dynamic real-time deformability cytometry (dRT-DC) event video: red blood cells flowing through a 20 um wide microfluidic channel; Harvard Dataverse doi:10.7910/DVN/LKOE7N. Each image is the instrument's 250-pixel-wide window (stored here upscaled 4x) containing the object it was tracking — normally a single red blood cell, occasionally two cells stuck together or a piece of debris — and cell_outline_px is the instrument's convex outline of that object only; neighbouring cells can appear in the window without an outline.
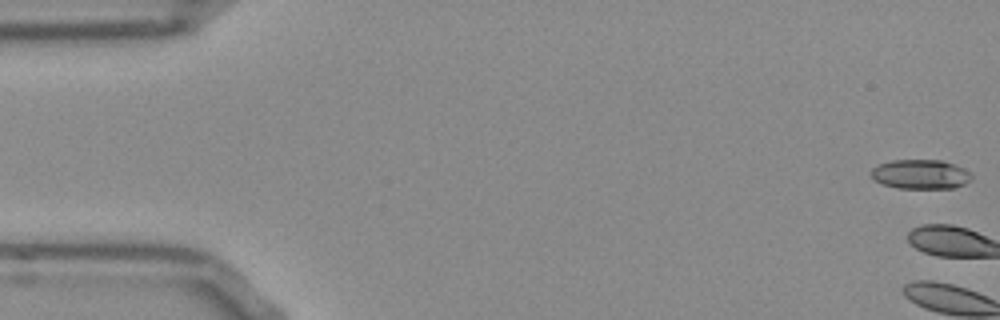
{"species": "Egyptian fruit bat (a non-hibernating species)", "species_latin": "Rousettus aegyptiacus", "temperature_condition": "room temperature", "stored_images_in_passage": 3, "camera_frame_rate_fps": 3000, "um_per_image_px": 0.085, "frame": {"image": 1, "passage_image": 1, "time_ms": 0.0, "image_size_px": [1000, 320], "cell_outline_px": [[972, 176], [964, 184], [952, 188], [896, 188], [884, 184], [876, 180], [872, 176], [872, 168], [876, 164], [892, 160], [940, 160], [964, 168]], "centroid_in_image_um": [78.21, 14.8], "position_along_channel_um": 6.8, "area_um2": 16.99}}